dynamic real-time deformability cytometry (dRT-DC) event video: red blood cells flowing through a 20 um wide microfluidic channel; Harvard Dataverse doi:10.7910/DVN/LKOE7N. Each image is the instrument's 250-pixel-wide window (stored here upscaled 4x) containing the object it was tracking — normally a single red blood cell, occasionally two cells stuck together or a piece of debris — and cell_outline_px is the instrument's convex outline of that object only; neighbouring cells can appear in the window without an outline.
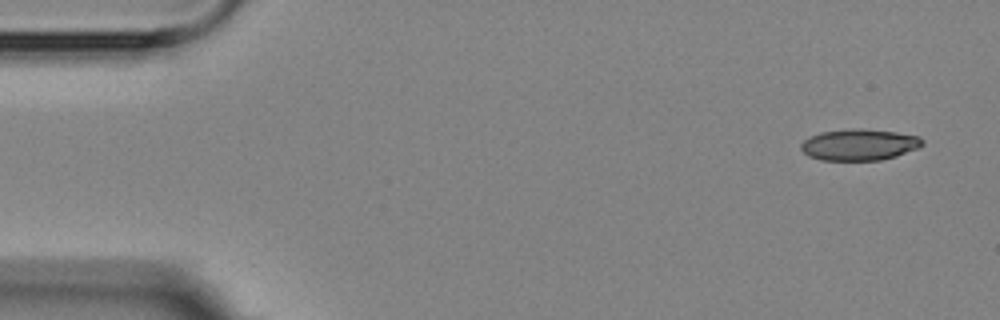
{"species": "Egyptian fruit bat (a non-hibernating species)", "species_latin": "Rousettus aegyptiacus", "temperature_condition": "room temperature", "stored_images_in_passage": 3, "camera_frame_rate_fps": 3000, "um_per_image_px": 0.085, "animal": {"sex": "female"}, "frame": {"image": 1, "passage_image": 1, "time_ms": 0.0, "image_size_px": [1000, 320], "cell_outline_px": [[924, 144], [920, 148], [896, 156], [880, 160], [820, 160], [808, 156], [800, 148], [800, 144], [808, 136], [820, 132], [852, 128], [860, 128], [896, 132], [920, 136], [924, 140]], "centroid_in_image_um": [73.05, 12.29], "position_along_channel_um": 12.0, "area_um2": 22.48}}